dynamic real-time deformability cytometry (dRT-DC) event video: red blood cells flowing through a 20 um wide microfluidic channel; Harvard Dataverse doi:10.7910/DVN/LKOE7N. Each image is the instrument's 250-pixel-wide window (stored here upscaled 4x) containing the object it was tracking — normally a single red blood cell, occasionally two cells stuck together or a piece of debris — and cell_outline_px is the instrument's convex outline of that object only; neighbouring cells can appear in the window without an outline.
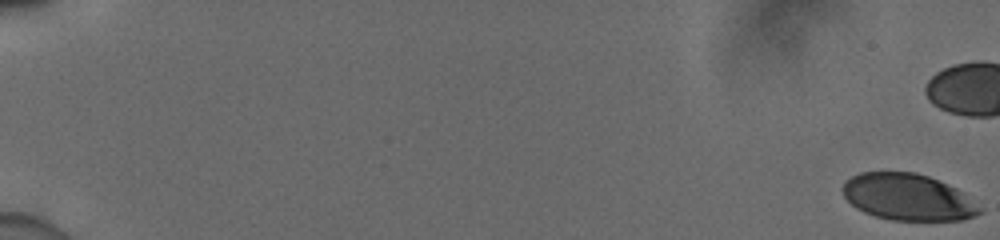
{"species": "human", "species_latin": "Homo sapiens", "temperature_condition": "cold", "stored_images_in_passage": 47, "camera_frame_rate_fps": 3000, "um_per_image_px": 0.085, "donor": {"sex": "male"}, "frame": {"image": 1, "passage_image": 1, "time_ms": 0.0, "image_size_px": [1000, 240], "cell_outline_px": [[984, 212], [976, 216], [964, 220], [892, 220], [876, 216], [864, 212], [856, 208], [844, 196], [840, 188], [852, 176], [860, 172], [916, 172], [928, 176], [956, 188], [964, 192], [984, 208]], "centroid_in_image_um": [77.23, 16.76], "position_along_channel_um": 7.8, "area_um2": 37.45}}
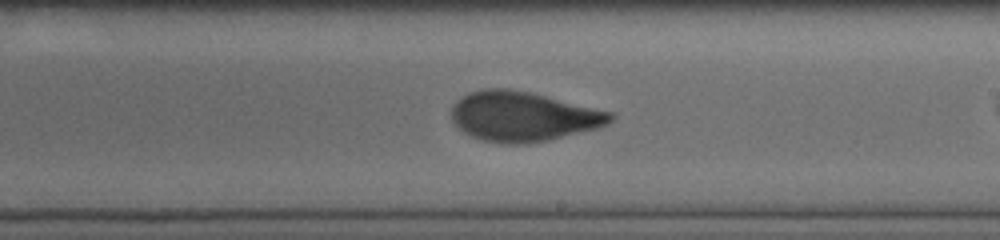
{"frame": {"image": 2, "passage_image": 36, "time_ms": 11.667, "image_size_px": [1000, 240], "cell_outline_px": [[616, 116], [608, 124], [596, 128], [548, 140], [528, 144], [504, 144], [484, 140], [472, 136], [464, 132], [452, 120], [452, 104], [456, 100], [468, 92], [484, 88], [508, 88], [532, 92], [616, 112]], "centroid_in_image_um": [44.5, 9.88], "position_along_channel_um": 244.5, "area_um2": 46.53}}
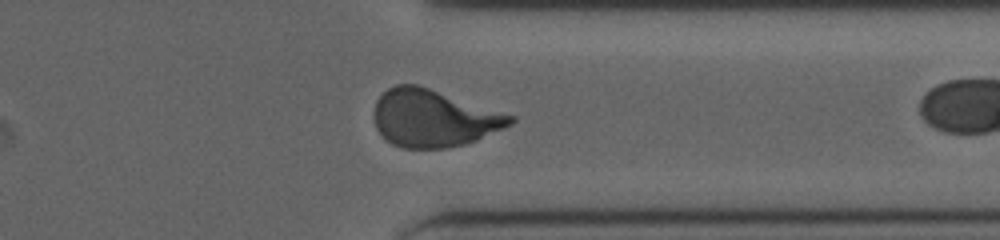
{"frame": {"image": 3, "passage_image": 46, "time_ms": 15.0, "image_size_px": [1000, 240], "cell_outline_px": [[516, 120], [512, 124], [504, 128], [476, 140], [464, 144], [444, 148], [404, 148], [392, 144], [376, 128], [372, 112], [376, 100], [388, 88], [396, 84], [416, 84], [516, 116]], "centroid_in_image_um": [36.84, 10.04], "position_along_channel_um": 374.6, "area_um2": 45.37}}